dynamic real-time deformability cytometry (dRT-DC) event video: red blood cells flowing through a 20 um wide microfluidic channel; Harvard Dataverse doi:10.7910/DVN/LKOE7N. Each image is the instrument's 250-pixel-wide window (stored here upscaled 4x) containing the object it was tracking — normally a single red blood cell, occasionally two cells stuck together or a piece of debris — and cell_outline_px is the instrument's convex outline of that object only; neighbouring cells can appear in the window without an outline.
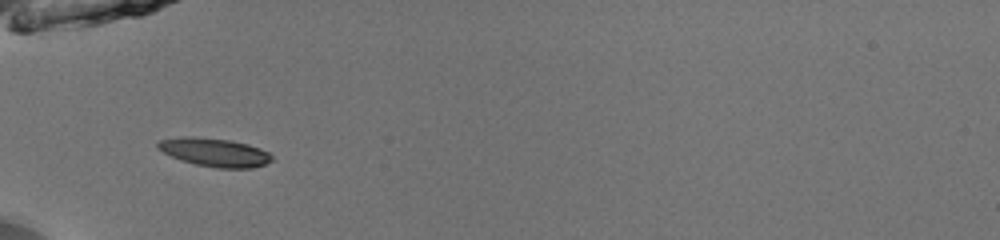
{"species": "common noctule bat (a hibernating species)", "species_latin": "Nyctalus noctula", "temperature_condition": "room temperature", "stored_images_in_passage": 33, "camera_frame_rate_fps": 3000, "um_per_image_px": 0.085, "animal": {"sex": "male", "body_mass_g": 13.0, "forearm_length_mm": 53.1}, "frame": {"image": 1, "passage_image": 1, "time_ms": 0.0, "image_size_px": [1000, 240], "cell_outline_px": [[272, 160], [264, 164], [252, 168], [216, 168], [196, 164], [180, 160], [156, 148], [156, 144], [160, 140], [184, 136], [196, 136], [232, 140], [248, 144], [260, 148], [268, 152], [272, 156]], "centroid_in_image_um": [18.23, 12.93], "position_along_channel_um": 66.8, "area_um2": 18.96}}
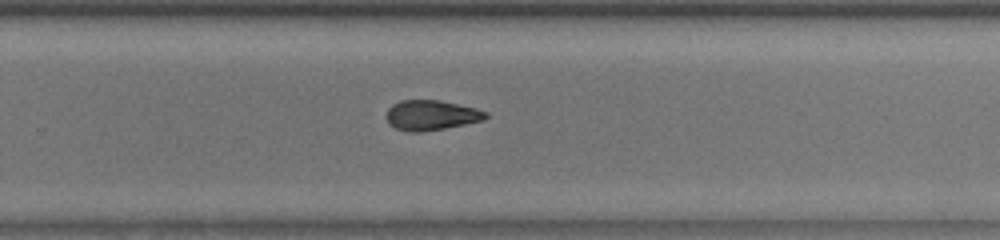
{"frame": {"image": 2, "passage_image": 18, "time_ms": 5.667, "image_size_px": [1000, 240], "cell_outline_px": [[488, 116], [484, 120], [444, 128], [420, 132], [408, 132], [396, 128], [388, 124], [388, 108], [392, 104], [400, 100], [440, 100], [476, 108], [488, 112]], "centroid_in_image_um": [36.66, 9.78], "position_along_channel_um": 293.1, "area_um2": 17.34}}
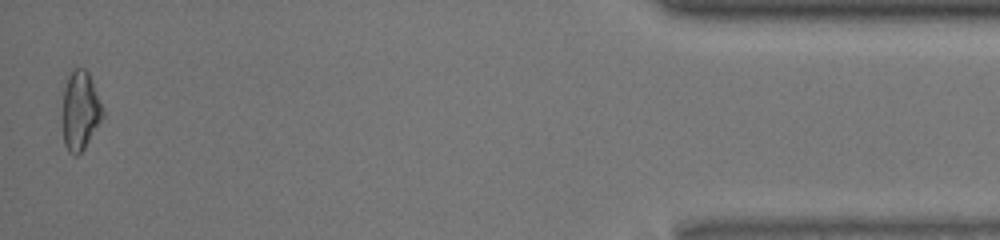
{"frame": {"image": 3, "passage_image": 33, "time_ms": 10.667, "image_size_px": [1000, 240], "cell_outline_px": [[104, 116], [84, 148], [76, 156], [68, 152], [64, 144], [64, 88], [68, 76], [76, 68], [84, 68], [88, 72], [104, 108]], "centroid_in_image_um": [6.85, 9.41], "position_along_channel_um": 428.3, "area_um2": 18.15}, "authors_computed_cell_mechanics": {"area_um2": 17.6868, "velocity_mm_per_s": 4.0491, "shape_relaxation_time_tau1_ms": 5.0622, "shape_relaxation_time_tau2_ms": 3.3808, "deformation_change_tau1": 0.1505, "deformation_change_tau2": 0.115}}